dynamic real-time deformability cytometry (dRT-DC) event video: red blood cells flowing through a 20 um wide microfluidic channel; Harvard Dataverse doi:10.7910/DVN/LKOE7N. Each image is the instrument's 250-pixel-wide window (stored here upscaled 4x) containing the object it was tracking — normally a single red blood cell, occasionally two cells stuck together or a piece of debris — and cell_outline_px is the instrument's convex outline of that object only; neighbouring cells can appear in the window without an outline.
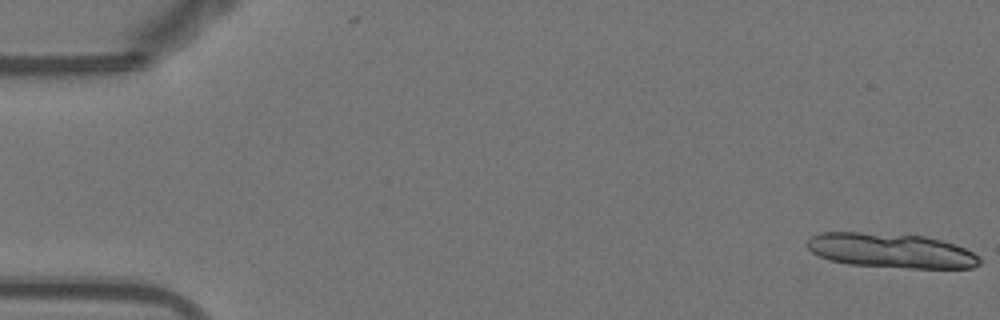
{"species": "Egyptian fruit bat (a non-hibernating species)", "species_latin": "Rousettus aegyptiacus", "temperature_condition": "warm", "stored_images_in_passage": 14, "camera_frame_rate_fps": 3000, "um_per_image_px": 0.085, "animal": {"sex": "female"}, "frame": {"image": 1, "passage_image": 1, "time_ms": 0.0, "image_size_px": [1000, 320], "cell_outline_px": [[980, 264], [972, 268], [904, 268], [848, 264], [828, 260], [812, 252], [808, 248], [808, 236], [820, 232], [860, 232], [924, 236], [956, 244], [980, 256]], "centroid_in_image_um": [75.72, 21.3], "position_along_channel_um": 9.3, "area_um2": 34.97}}